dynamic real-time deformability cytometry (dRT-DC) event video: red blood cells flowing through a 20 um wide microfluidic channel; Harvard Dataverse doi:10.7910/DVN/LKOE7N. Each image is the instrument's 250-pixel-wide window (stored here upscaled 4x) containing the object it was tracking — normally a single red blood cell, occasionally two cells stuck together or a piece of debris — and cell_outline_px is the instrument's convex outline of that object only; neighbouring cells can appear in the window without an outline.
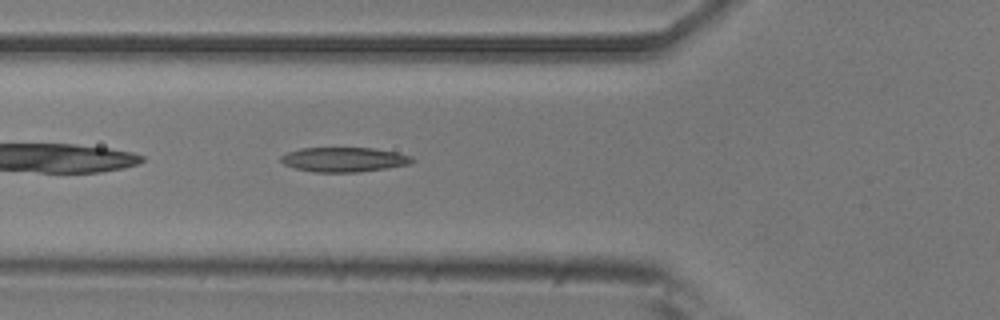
{"species": "common noctule bat (a hibernating species)", "species_latin": "Nyctalus noctula", "temperature_condition": "room temperature", "stored_images_in_passage": 38, "camera_frame_rate_fps": 3000, "um_per_image_px": 0.085, "animal": {"sex": "male", "body_mass_g": 20.5, "forearm_length_mm": 52.5}, "frame": {"image": 1, "passage_image": 4, "time_ms": 1.0, "image_size_px": [1000, 320], "cell_outline_px": [[416, 160], [408, 164], [388, 168], [356, 172], [312, 172], [296, 168], [284, 164], [280, 160], [280, 156], [288, 152], [300, 148], [372, 148], [396, 152], [412, 156]], "centroid_in_image_um": [29.24, 13.56], "position_along_channel_um": 96.6, "area_um2": 18.79}}
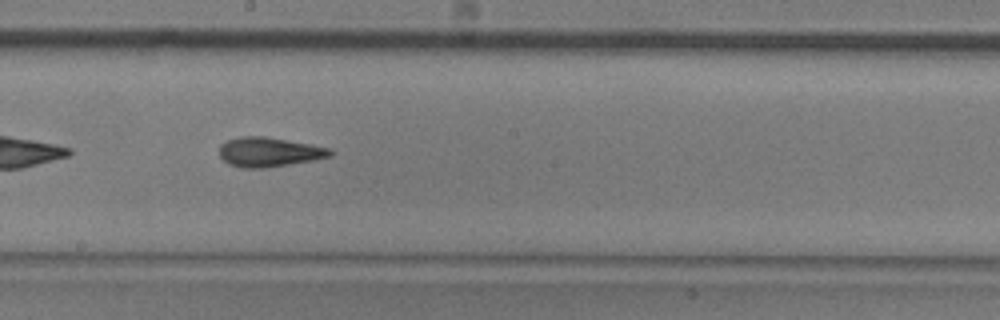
{"frame": {"image": 2, "passage_image": 14, "time_ms": 4.333, "image_size_px": [1000, 320], "cell_outline_px": [[336, 152], [332, 156], [312, 160], [264, 168], [240, 168], [228, 164], [220, 156], [220, 144], [228, 140], [240, 136], [264, 136], [312, 144], [328, 148]], "centroid_in_image_um": [22.87, 12.92], "position_along_channel_um": 225.3, "area_um2": 19.07}}
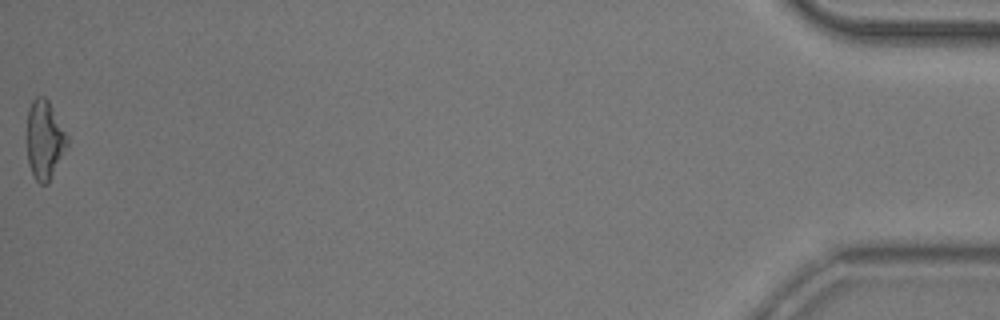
{"frame": {"image": 3, "passage_image": 38, "time_ms": 12.333, "image_size_px": [1000, 320], "cell_outline_px": [[68, 144], [48, 184], [40, 184], [36, 180], [28, 164], [24, 140], [28, 108], [32, 100], [36, 96], [44, 96], [48, 100], [68, 136]], "centroid_in_image_um": [3.73, 11.87], "position_along_channel_um": 431.5, "area_um2": 19.07}, "authors_computed_cell_mechanics": {"area_um2": 18.2648, "velocity_mm_per_s": 3.8301, "shape_relaxation_time_tau1_ms": 6.9853, "shape_relaxation_time_tau2_ms": 3.4817, "deformation_change_tau1": 0.2002, "deformation_change_tau2": 0.1352}}